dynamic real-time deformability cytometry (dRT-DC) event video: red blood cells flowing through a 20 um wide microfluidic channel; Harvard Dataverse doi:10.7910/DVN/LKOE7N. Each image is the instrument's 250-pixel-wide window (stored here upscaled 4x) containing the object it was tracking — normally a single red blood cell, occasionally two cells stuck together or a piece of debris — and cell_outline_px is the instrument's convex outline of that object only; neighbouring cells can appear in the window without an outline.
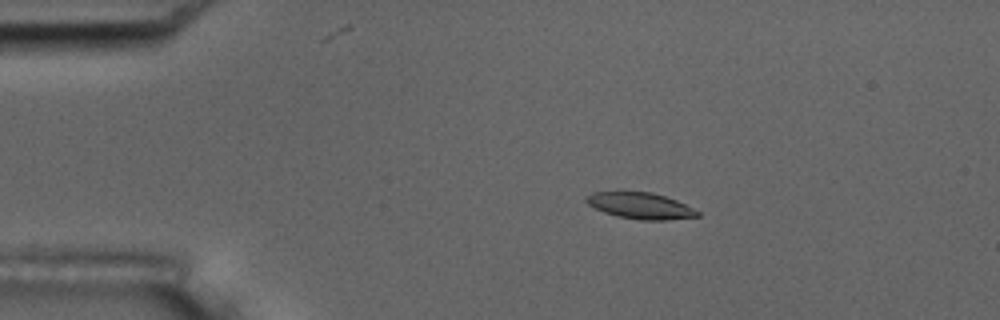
{"species": "common noctule bat (a hibernating species)", "species_latin": "Nyctalus noctula", "temperature_condition": "room temperature", "stored_images_in_passage": 55, "camera_frame_rate_fps": 3000, "um_per_image_px": 0.085, "animal": {"sex": "male", "body_mass_g": 17.5, "forearm_length_mm": 52.3}, "frame": {"image": 1, "passage_image": 10, "time_ms": 3.0, "image_size_px": [1000, 320], "cell_outline_px": [[700, 216], [664, 220], [640, 220], [616, 216], [604, 212], [588, 204], [584, 200], [584, 196], [592, 192], [620, 188], [652, 192], [676, 200], [700, 212]], "centroid_in_image_um": [54.32, 17.42], "position_along_channel_um": 30.7, "area_um2": 17.8}}
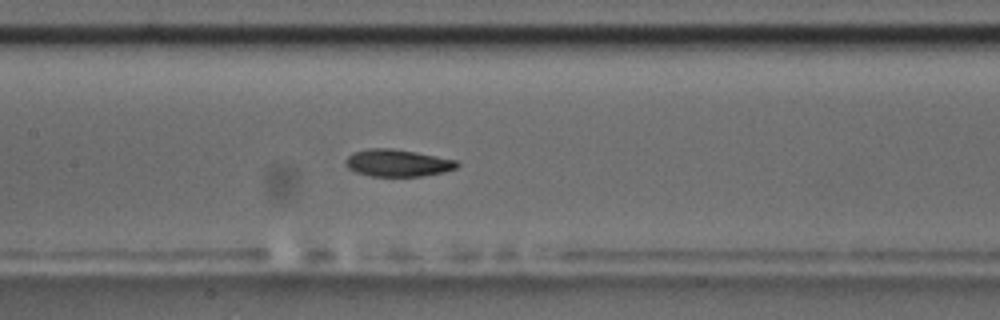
{"frame": {"image": 2, "passage_image": 26, "time_ms": 8.333, "image_size_px": [1000, 320], "cell_outline_px": [[460, 164], [456, 168], [444, 172], [420, 176], [372, 176], [356, 172], [348, 168], [344, 164], [344, 160], [352, 152], [368, 148], [392, 148], [416, 152], [456, 160]], "centroid_in_image_um": [33.76, 13.84], "position_along_channel_um": 173.6, "area_um2": 17.69}}
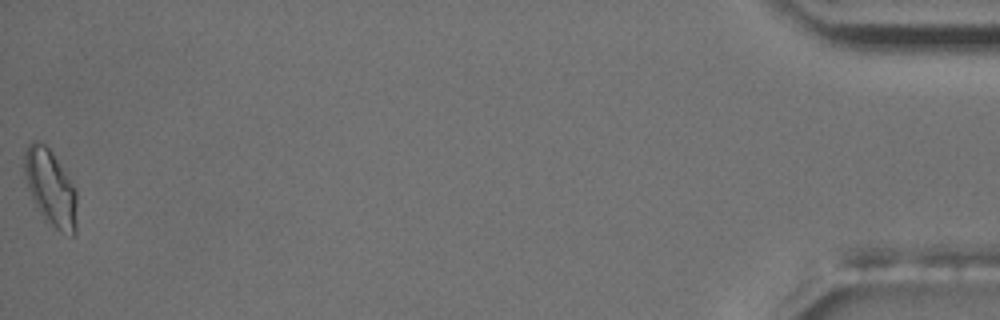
{"frame": {"image": 3, "passage_image": 55, "time_ms": 18.0, "image_size_px": [1000, 320], "cell_outline_px": [[76, 236], [72, 236], [60, 232], [44, 220], [36, 208], [28, 188], [24, 172], [24, 152], [28, 144], [32, 140], [40, 140], [52, 152], [76, 192]], "centroid_in_image_um": [4.27, 15.99], "position_along_channel_um": 430.9, "area_um2": 23.29}, "authors_computed_cell_mechanics": {"area_um2": 17.8024, "velocity_mm_per_s": 3.6615, "shape_relaxation_time_tau1_ms": 3.1815, "shape_relaxation_time_tau2_ms": 2.5597, "deformation_change_tau1": 0.1224, "deformation_change_tau2": 0.0745}}